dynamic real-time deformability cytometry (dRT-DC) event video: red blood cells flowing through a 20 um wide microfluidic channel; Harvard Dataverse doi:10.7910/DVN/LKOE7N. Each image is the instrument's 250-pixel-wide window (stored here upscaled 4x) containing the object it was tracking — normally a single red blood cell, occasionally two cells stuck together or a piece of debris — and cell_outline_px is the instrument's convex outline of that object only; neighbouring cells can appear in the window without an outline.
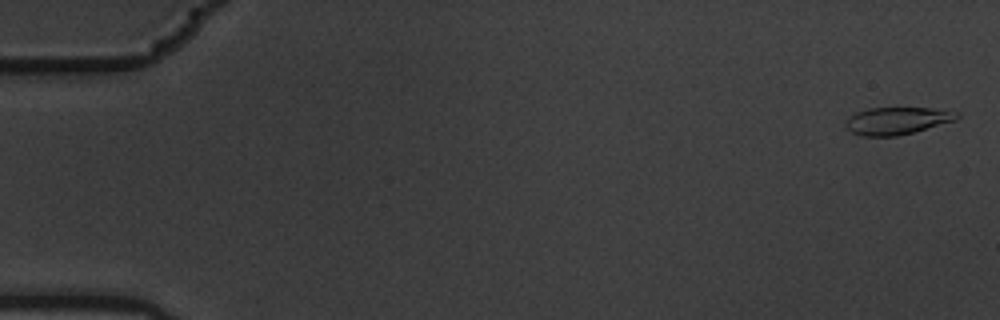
{"species": "common noctule bat (a hibernating species)", "species_latin": "Nyctalus noctula", "temperature_condition": "warm", "stored_images_in_passage": 5, "camera_frame_rate_fps": 3000, "um_per_image_px": 0.085, "animal": {"sex": "male", "body_mass_g": 19.5, "forearm_length_mm": 54.6}, "frame": {"image": 1, "passage_image": 1, "time_ms": 0.0, "image_size_px": [1000, 320], "cell_outline_px": [[960, 116], [956, 120], [912, 132], [896, 136], [860, 136], [852, 132], [844, 124], [844, 120], [848, 116], [856, 112], [868, 108], [932, 108], [960, 112]], "centroid_in_image_um": [76.22, 10.25], "position_along_channel_um": 8.8, "area_um2": 17.74}}